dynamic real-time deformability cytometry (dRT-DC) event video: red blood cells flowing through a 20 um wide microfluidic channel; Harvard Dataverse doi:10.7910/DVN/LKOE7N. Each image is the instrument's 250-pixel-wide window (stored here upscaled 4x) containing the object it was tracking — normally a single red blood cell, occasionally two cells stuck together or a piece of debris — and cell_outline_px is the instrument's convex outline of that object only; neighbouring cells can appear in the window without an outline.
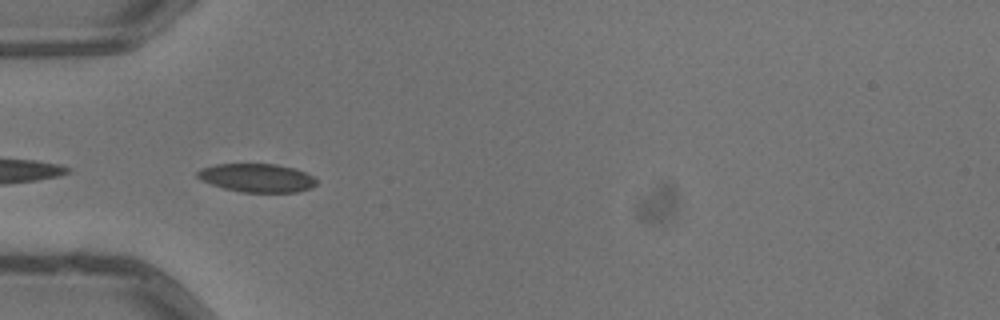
{"species": "common noctule bat (a hibernating species)", "species_latin": "Nyctalus noctula", "temperature_condition": "warm", "stored_images_in_passage": 3, "camera_frame_rate_fps": 3000, "um_per_image_px": 0.085, "animal": {"sex": "male", "body_mass_g": 13.3}, "frame": {"image": 1, "passage_image": 2, "time_ms": 0.333, "image_size_px": [1000, 320], "cell_outline_px": [[316, 184], [312, 188], [296, 192], [240, 192], [224, 188], [212, 184], [196, 176], [196, 172], [200, 168], [216, 164], [276, 164], [296, 168], [312, 176], [316, 180]], "centroid_in_image_um": [21.85, 15.11], "position_along_channel_um": 63.1, "area_um2": 19.71}}
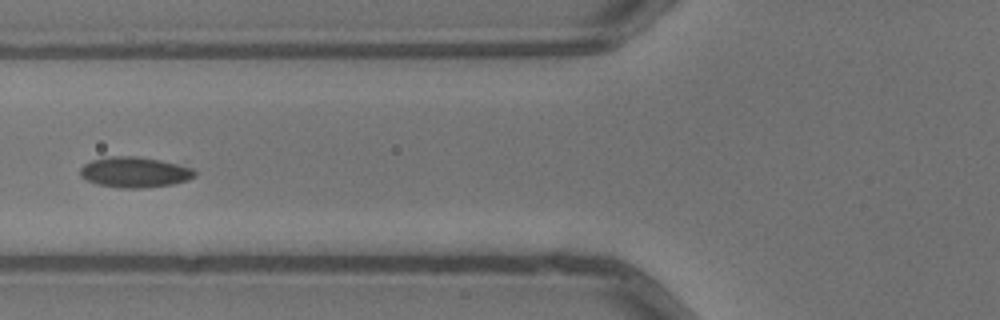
{"frame": {"image": 2, "passage_image": 3, "time_ms": 0.667, "image_size_px": [1000, 320], "cell_outline_px": [[196, 176], [188, 180], [172, 184], [140, 188], [120, 188], [96, 184], [80, 176], [80, 168], [84, 164], [92, 160], [108, 156], [136, 156], [160, 160], [192, 168], [196, 172]], "centroid_in_image_um": [11.43, 14.63], "position_along_channel_um": 114.4, "area_um2": 20.35}}